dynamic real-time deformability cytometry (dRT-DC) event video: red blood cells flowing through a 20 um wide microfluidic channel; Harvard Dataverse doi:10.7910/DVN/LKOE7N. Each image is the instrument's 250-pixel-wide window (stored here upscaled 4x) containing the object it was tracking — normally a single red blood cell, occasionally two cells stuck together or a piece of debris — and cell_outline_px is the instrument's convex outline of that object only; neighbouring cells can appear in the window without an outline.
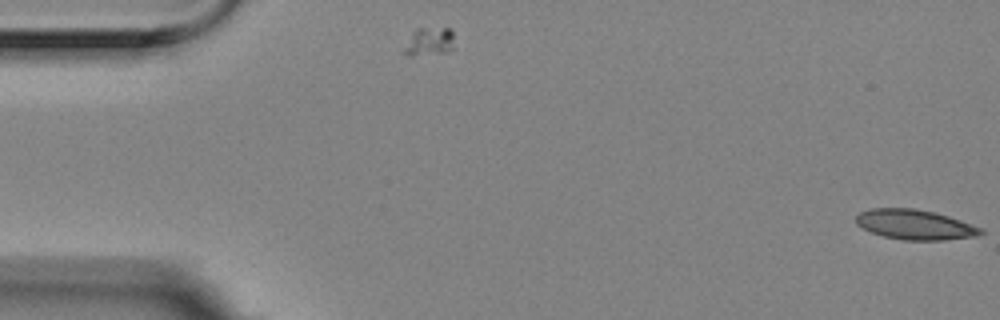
{"species": "Egyptian fruit bat (a non-hibernating species)", "species_latin": "Rousettus aegyptiacus", "temperature_condition": "room temperature", "stored_images_in_passage": 5, "camera_frame_rate_fps": 3000, "um_per_image_px": 0.085, "animal": {"sex": "female"}, "frame": {"image": 1, "passage_image": 1, "time_ms": 0.0, "image_size_px": [1000, 320], "cell_outline_px": [[984, 232], [976, 236], [944, 240], [904, 240], [884, 236], [872, 232], [856, 224], [856, 216], [860, 212], [872, 208], [916, 208], [948, 216], [960, 220], [980, 228]], "centroid_in_image_um": [77.75, 19.09], "position_along_channel_um": 7.3, "area_um2": 21.5}}
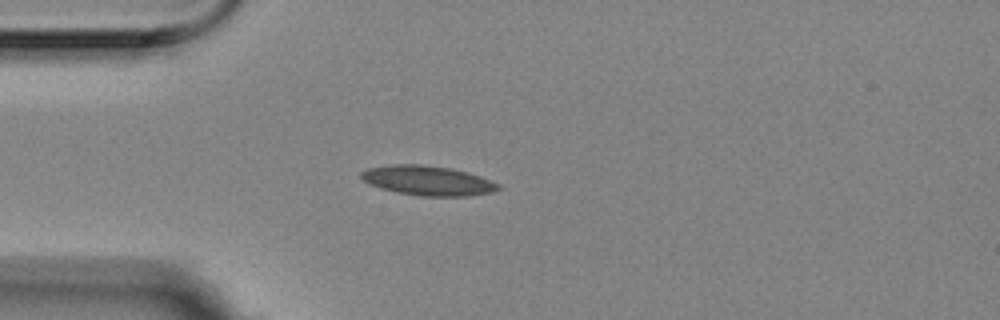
{"frame": {"image": 2, "passage_image": 5, "time_ms": 1.333, "image_size_px": [1000, 320], "cell_outline_px": [[504, 188], [492, 192], [468, 196], [420, 196], [396, 192], [372, 184], [364, 180], [360, 176], [360, 172], [368, 168], [392, 164], [420, 164], [448, 168], [468, 172], [480, 176], [500, 184]], "centroid_in_image_um": [36.41, 15.35], "position_along_channel_um": 48.6, "area_um2": 23.58}}